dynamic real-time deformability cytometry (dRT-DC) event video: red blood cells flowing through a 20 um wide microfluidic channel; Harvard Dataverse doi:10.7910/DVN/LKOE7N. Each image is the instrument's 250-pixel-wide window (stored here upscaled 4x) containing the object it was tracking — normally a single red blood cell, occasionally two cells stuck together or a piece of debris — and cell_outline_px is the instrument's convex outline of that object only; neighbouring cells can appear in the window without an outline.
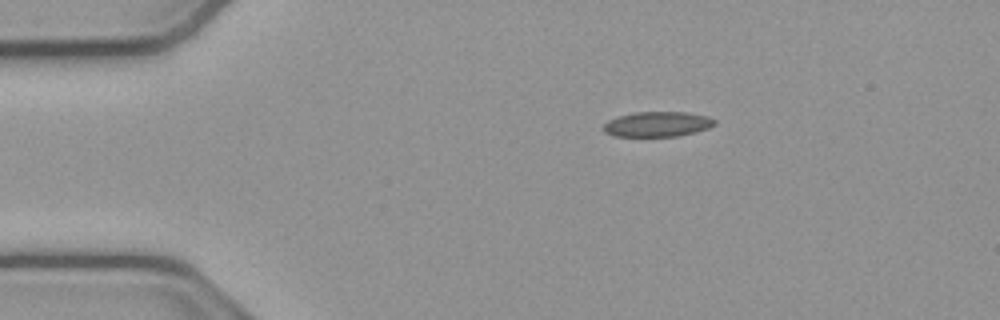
{"species": "common noctule bat (a hibernating species)", "species_latin": "Nyctalus noctula", "temperature_condition": "cold", "stored_images_in_passage": 45, "camera_frame_rate_fps": 3000, "um_per_image_px": 0.085, "animal": {"sex": "male", "body_mass_g": 23.1, "forearm_length_mm": 52.7}, "frame": {"image": 1, "passage_image": 1, "time_ms": 0.0, "image_size_px": [1000, 320], "cell_outline_px": [[716, 124], [708, 128], [696, 132], [676, 136], [612, 136], [604, 132], [600, 128], [608, 120], [620, 116], [636, 112], [684, 112], [708, 116], [716, 120]], "centroid_in_image_um": [55.86, 10.56], "position_along_channel_um": 29.1, "area_um2": 16.3}}
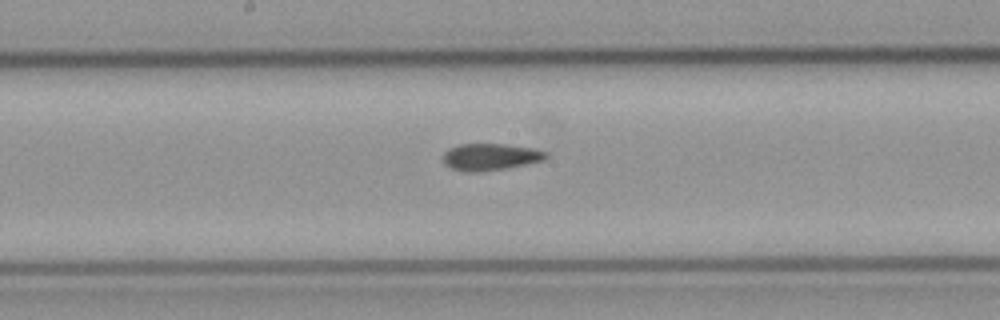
{"frame": {"image": 2, "passage_image": 19, "time_ms": 6.0, "image_size_px": [1000, 320], "cell_outline_px": [[548, 156], [544, 160], [504, 168], [476, 172], [464, 172], [452, 168], [444, 164], [444, 152], [448, 148], [460, 144], [504, 144], [532, 148], [548, 152]], "centroid_in_image_um": [41.66, 13.33], "position_along_channel_um": 206.5, "area_um2": 15.95}}
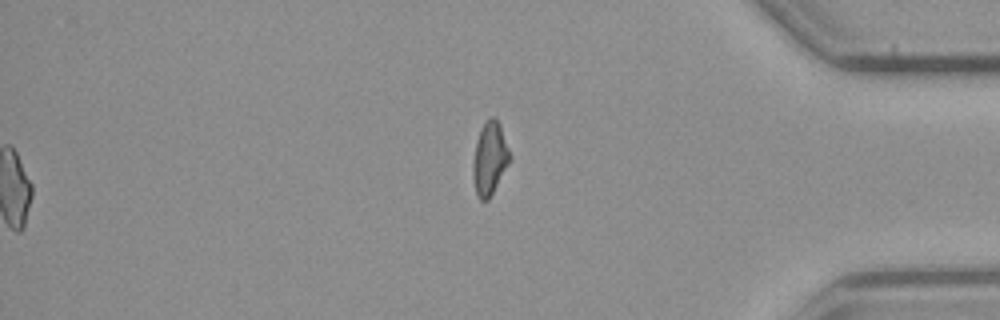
{"frame": {"image": 3, "passage_image": 36, "time_ms": 11.667, "image_size_px": [1000, 320], "cell_outline_px": [[512, 160], [488, 200], [480, 200], [476, 192], [472, 176], [472, 164], [476, 140], [480, 128], [492, 116], [496, 116], [500, 124], [512, 156]], "centroid_in_image_um": [41.64, 13.46], "position_along_channel_um": 393.6, "area_um2": 15.95}, "authors_computed_cell_mechanics": {"area_um2": 16.0684, "velocity_mm_per_s": 3.8259, "shape_relaxation_time_tau1_ms": null, "shape_relaxation_time_tau2_ms": 4.3681, "deformation_change_tau1": null, "deformation_change_tau2": 0.1134}}